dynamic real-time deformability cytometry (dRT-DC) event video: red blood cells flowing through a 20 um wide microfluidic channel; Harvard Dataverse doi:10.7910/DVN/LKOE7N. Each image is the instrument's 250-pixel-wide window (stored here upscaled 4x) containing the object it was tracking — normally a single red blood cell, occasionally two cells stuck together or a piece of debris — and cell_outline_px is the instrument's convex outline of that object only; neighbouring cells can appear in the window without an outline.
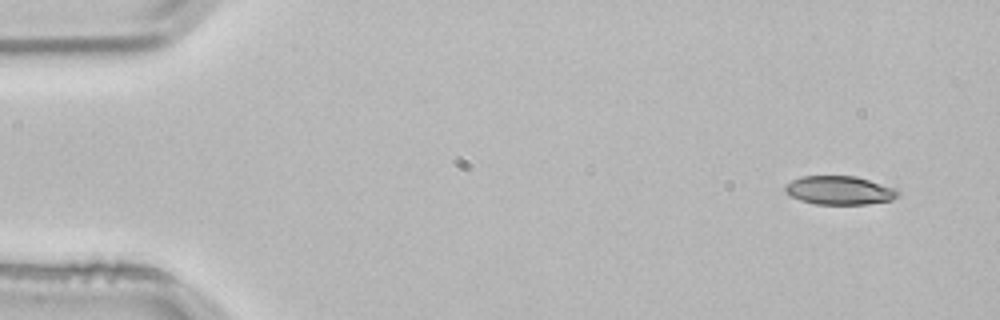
{"species": "common noctule bat (a hibernating species)", "species_latin": "Nyctalus noctula", "temperature_condition": "room temperature", "stored_images_in_passage": 3, "camera_frame_rate_fps": 3000, "um_per_image_px": 0.085, "animal": {"sex": "male", "body_mass_g": 21.5, "forearm_length_mm": 52.0}, "frame": {"image": 1, "passage_image": 1, "time_ms": 0.0, "image_size_px": [1000, 320], "cell_outline_px": [[900, 196], [892, 200], [868, 204], [816, 204], [800, 200], [788, 196], [784, 192], [784, 184], [800, 176], [856, 176], [896, 188], [900, 192]], "centroid_in_image_um": [71.34, 16.18], "position_along_channel_um": 13.7, "area_um2": 19.13}}
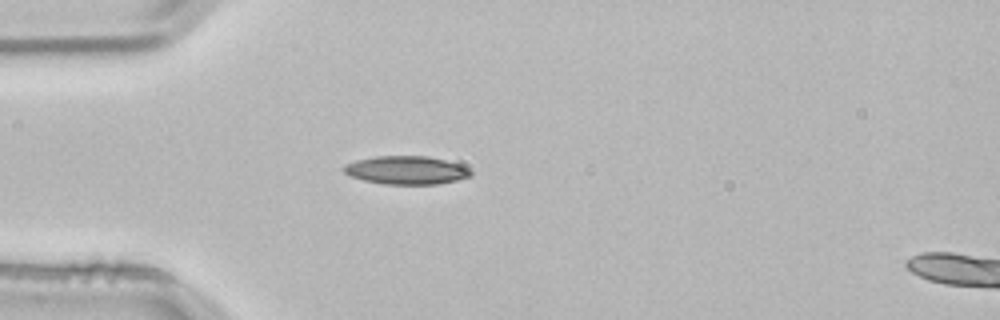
{"frame": {"image": 2, "passage_image": 3, "time_ms": 0.667, "image_size_px": [1000, 320], "cell_outline_px": [[472, 176], [440, 184], [384, 184], [364, 180], [348, 176], [340, 168], [344, 164], [356, 160], [376, 156], [428, 156], [460, 164], [468, 168], [472, 172]], "centroid_in_image_um": [34.5, 14.46], "position_along_channel_um": 50.5, "area_um2": 21.1}}